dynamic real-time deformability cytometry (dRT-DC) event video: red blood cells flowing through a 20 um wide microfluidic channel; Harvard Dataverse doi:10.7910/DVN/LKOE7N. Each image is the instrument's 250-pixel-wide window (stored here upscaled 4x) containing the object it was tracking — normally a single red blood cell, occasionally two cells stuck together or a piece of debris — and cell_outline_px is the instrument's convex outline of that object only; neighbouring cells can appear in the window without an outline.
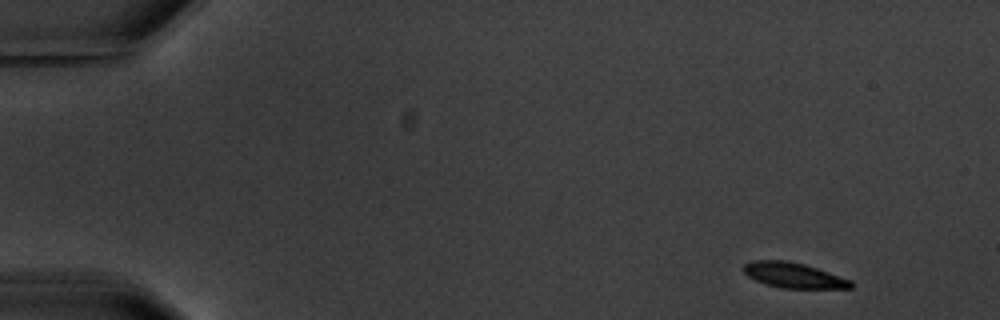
{"species": "common noctule bat (a hibernating species)", "species_latin": "Nyctalus noctula", "temperature_condition": "warm", "stored_images_in_passage": 4, "camera_frame_rate_fps": 3000, "um_per_image_px": 0.085, "animal": {"sex": "male", "body_mass_g": 20.1, "forearm_length_mm": 53.5}, "frame": {"image": 1, "passage_image": 1, "time_ms": 0.0, "image_size_px": [1000, 320], "cell_outline_px": [[856, 284], [852, 288], [780, 288], [764, 284], [748, 276], [744, 272], [744, 264], [756, 260], [784, 260], [804, 264], [852, 280]], "centroid_in_image_um": [67.49, 23.41], "position_along_channel_um": 17.5, "area_um2": 15.78}}
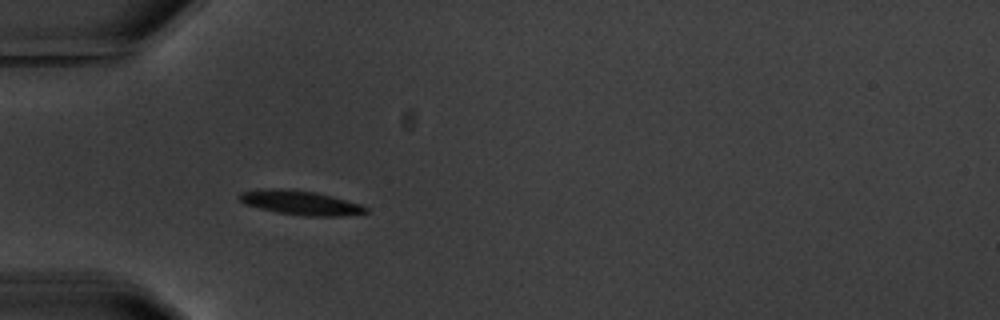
{"frame": {"image": 2, "passage_image": 4, "time_ms": 4.333, "image_size_px": [1000, 320], "cell_outline_px": [[368, 212], [344, 216], [308, 216], [276, 212], [244, 204], [236, 196], [240, 192], [272, 188], [280, 188], [316, 192], [332, 196], [360, 204], [368, 208]], "centroid_in_image_um": [25.53, 17.23], "position_along_channel_um": 59.5, "area_um2": 17.8}}